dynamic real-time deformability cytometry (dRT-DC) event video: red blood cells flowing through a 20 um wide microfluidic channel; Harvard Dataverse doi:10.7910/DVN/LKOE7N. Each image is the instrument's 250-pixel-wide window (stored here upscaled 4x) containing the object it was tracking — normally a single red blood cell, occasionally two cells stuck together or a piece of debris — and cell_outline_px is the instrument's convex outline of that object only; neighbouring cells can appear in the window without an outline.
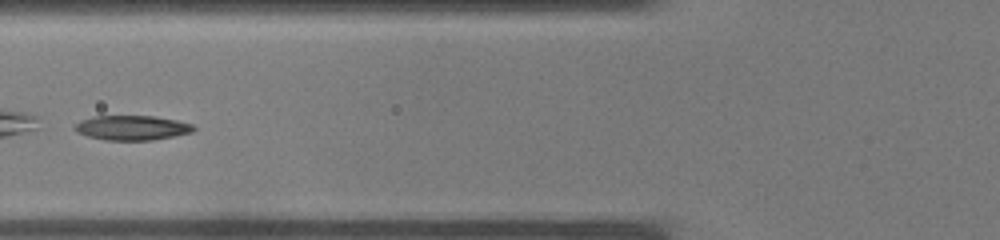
{"species": "common noctule bat (a hibernating species)", "species_latin": "Nyctalus noctula", "temperature_condition": "warm", "stored_images_in_passage": 37, "camera_frame_rate_fps": 3000, "um_per_image_px": 0.085, "animal": {"sex": "male", "body_mass_g": 19.0, "forearm_length_mm": 50.8}, "frame": {"image": 1, "passage_image": 14, "time_ms": 4.333, "image_size_px": [1000, 240], "cell_outline_px": [[196, 128], [192, 132], [176, 136], [152, 140], [104, 140], [88, 136], [76, 132], [72, 128], [80, 120], [92, 116], [156, 116], [176, 120], [192, 124]], "centroid_in_image_um": [11.21, 10.86], "position_along_channel_um": 114.6, "area_um2": 17.22}}
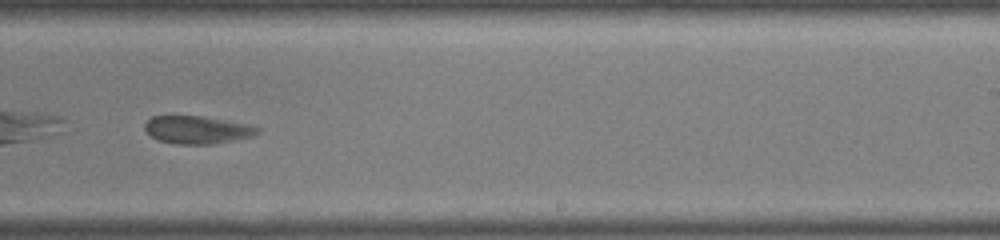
{"frame": {"image": 2, "passage_image": 23, "time_ms": 7.333, "image_size_px": [1000, 240], "cell_outline_px": [[260, 132], [252, 136], [236, 140], [212, 144], [176, 144], [160, 140], [152, 136], [144, 128], [144, 124], [152, 116], [204, 116], [248, 124], [260, 128]], "centroid_in_image_um": [16.8, 11.03], "position_along_channel_um": 272.2, "area_um2": 18.21}}
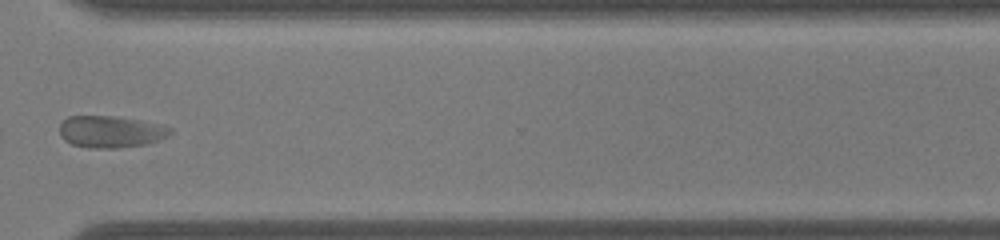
{"frame": {"image": 3, "passage_image": 28, "time_ms": 9.0, "image_size_px": [1000, 240], "cell_outline_px": [[172, 132], [168, 136], [148, 144], [120, 148], [88, 148], [72, 144], [64, 140], [60, 136], [60, 124], [68, 116], [112, 116], [136, 120], [156, 124], [172, 128]], "centroid_in_image_um": [9.38, 11.21], "position_along_channel_um": 361.2, "area_um2": 20.46}}